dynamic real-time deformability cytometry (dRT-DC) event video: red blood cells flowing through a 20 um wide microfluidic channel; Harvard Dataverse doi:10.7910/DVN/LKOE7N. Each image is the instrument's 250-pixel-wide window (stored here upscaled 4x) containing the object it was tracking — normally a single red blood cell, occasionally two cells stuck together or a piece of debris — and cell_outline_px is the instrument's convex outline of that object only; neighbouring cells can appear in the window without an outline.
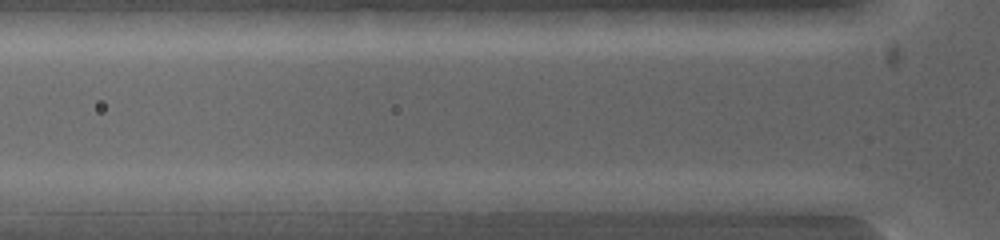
{"species": "common noctule bat (a hibernating species)", "species_latin": "Nyctalus noctula", "temperature_condition": "warm", "stored_images_in_passage": 4, "segment_of_instrument_passage": [3, 3], "camera_frame_rate_fps": 5000, "um_per_image_px": 0.085, "animal": {"sex": "female", "body_mass_g": 19.0, "forearm_length_mm": 53.3}, "frame": {"image": 1, "passage_image": 4, "time_ms": 0.6, "image_size_px": [1000, 240], "cell_outline_px": [[604, 200], [520, 212], [496, 212], [488, 200], [496, 192], [580, 192]], "centroid_in_image_um": [45.61, 17.05], "position_along_channel_um": 80.2, "area_um2": 11.85}}